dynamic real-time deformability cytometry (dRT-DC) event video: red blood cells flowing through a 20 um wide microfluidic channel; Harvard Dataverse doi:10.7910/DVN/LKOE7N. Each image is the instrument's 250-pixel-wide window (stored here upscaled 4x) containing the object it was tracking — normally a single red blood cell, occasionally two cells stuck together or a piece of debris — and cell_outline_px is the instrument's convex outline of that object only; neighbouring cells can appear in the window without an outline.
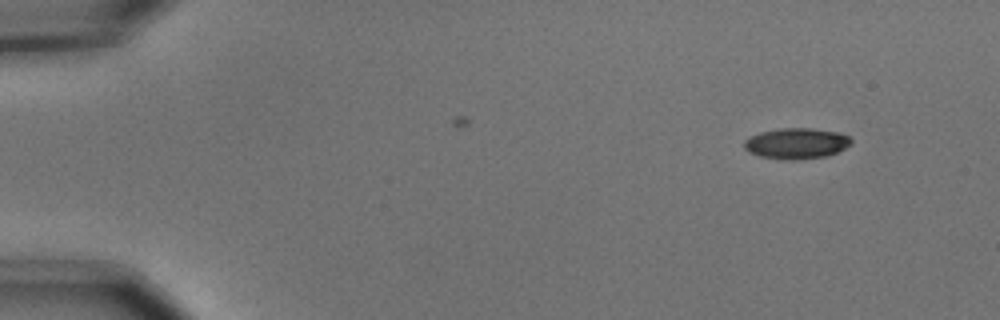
{"species": "common noctule bat (a hibernating species)", "species_latin": "Nyctalus noctula", "temperature_condition": "cold", "stored_images_in_passage": 2, "camera_frame_rate_fps": 3000, "um_per_image_px": 0.085, "animal": {"sex": "male", "body_mass_g": 15.6}, "frame": {"image": 1, "passage_image": 1, "time_ms": 0.0, "image_size_px": [1000, 320], "cell_outline_px": [[852, 140], [844, 148], [836, 152], [824, 156], [796, 160], [788, 160], [760, 156], [748, 152], [744, 148], [744, 140], [760, 132], [780, 128], [812, 128], [836, 132], [848, 136]], "centroid_in_image_um": [67.65, 12.19], "position_along_channel_um": 17.4, "area_um2": 18.96}}